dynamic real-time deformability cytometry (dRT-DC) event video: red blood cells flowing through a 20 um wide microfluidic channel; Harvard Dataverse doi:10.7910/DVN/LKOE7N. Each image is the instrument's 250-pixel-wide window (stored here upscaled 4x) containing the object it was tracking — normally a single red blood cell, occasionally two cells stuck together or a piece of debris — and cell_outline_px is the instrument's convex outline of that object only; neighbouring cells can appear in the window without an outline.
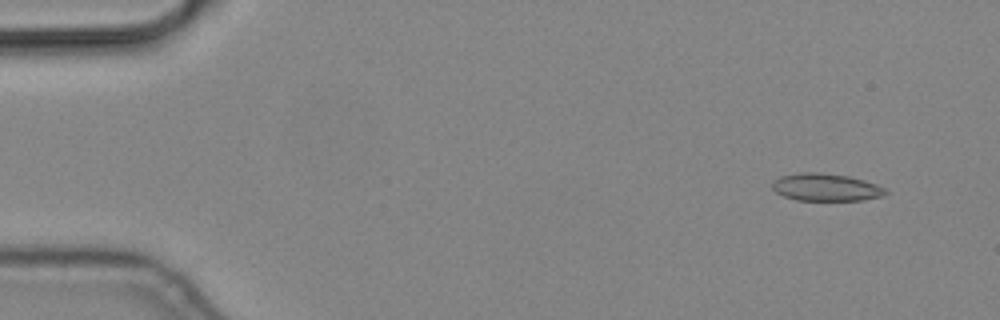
{"species": "common noctule bat (a hibernating species)", "species_latin": "Nyctalus noctula", "temperature_condition": "cold", "stored_images_in_passage": 3, "camera_frame_rate_fps": 3000, "um_per_image_px": 0.085, "animal": {"sex": "male", "body_mass_g": 19.2, "forearm_length_mm": 51.8}, "frame": {"image": 1, "passage_image": 2, "time_ms": 0.333, "image_size_px": [1000, 320], "cell_outline_px": [[888, 192], [884, 196], [864, 200], [796, 200], [784, 196], [776, 192], [772, 188], [772, 180], [780, 176], [800, 172], [820, 172], [848, 176], [864, 180], [876, 184], [884, 188]], "centroid_in_image_um": [70.19, 15.91], "position_along_channel_um": 14.8, "area_um2": 18.26}}